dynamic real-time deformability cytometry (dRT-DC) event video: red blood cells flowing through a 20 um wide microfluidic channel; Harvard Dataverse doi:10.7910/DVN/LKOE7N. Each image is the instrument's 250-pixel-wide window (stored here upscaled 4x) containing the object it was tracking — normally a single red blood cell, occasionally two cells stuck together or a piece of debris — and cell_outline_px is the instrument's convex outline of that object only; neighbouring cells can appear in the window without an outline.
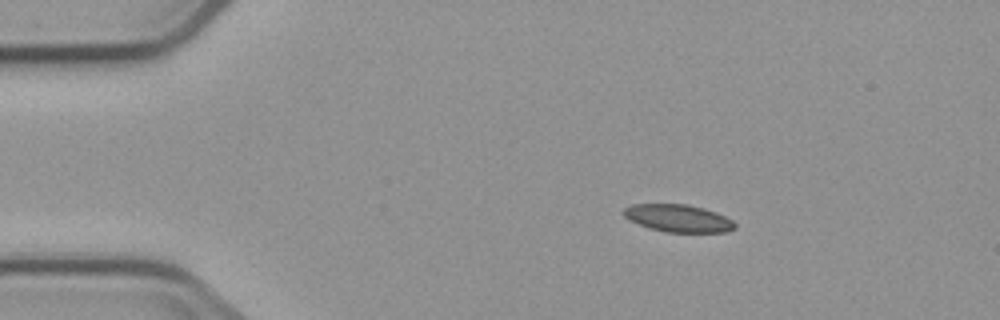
{"species": "common noctule bat (a hibernating species)", "species_latin": "Nyctalus noctula", "temperature_condition": "cold", "stored_images_in_passage": 4, "camera_frame_rate_fps": 3000, "um_per_image_px": 0.085, "animal": {"sex": "male", "body_mass_g": 23.1, "forearm_length_mm": 52.7}, "frame": {"image": 1, "passage_image": 2, "time_ms": 1.333, "image_size_px": [1000, 320], "cell_outline_px": [[736, 228], [728, 232], [668, 232], [648, 228], [628, 220], [624, 216], [624, 208], [632, 204], [688, 204], [704, 208], [716, 212], [732, 220], [736, 224]], "centroid_in_image_um": [57.65, 18.55], "position_along_channel_um": 27.3, "area_um2": 17.92}}
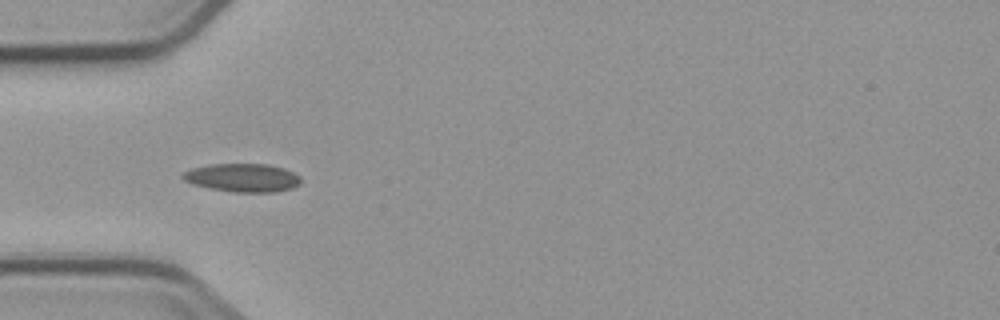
{"frame": {"image": 2, "passage_image": 4, "time_ms": 4.0, "image_size_px": [1000, 320], "cell_outline_px": [[300, 184], [292, 188], [276, 192], [236, 192], [208, 188], [192, 184], [184, 180], [180, 176], [184, 172], [192, 168], [208, 164], [268, 164], [284, 168], [300, 176]], "centroid_in_image_um": [20.61, 15.1], "position_along_channel_um": 64.4, "area_um2": 19.59}}